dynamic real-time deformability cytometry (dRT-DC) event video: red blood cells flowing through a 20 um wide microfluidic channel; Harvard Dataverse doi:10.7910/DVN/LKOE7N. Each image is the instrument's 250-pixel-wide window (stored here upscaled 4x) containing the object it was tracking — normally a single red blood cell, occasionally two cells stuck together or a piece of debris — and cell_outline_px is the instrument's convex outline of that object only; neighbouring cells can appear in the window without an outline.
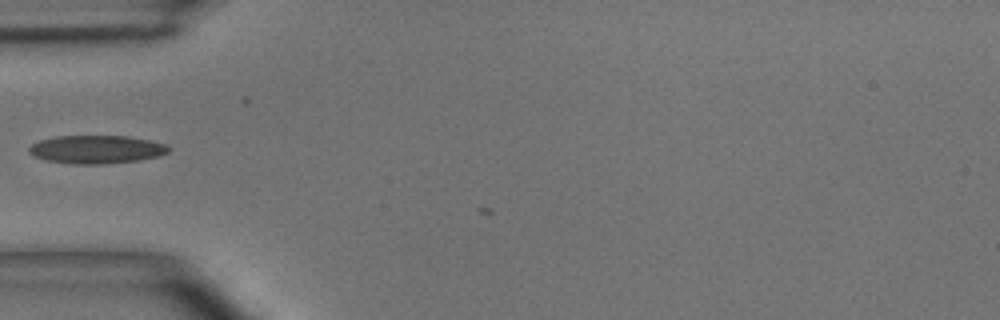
{"species": "common noctule bat (a hibernating species)", "species_latin": "Nyctalus noctula", "temperature_condition": "room temperature", "stored_images_in_passage": 2, "camera_frame_rate_fps": 3000, "um_per_image_px": 0.085, "animal": {"sex": "male", "body_mass_g": 15.6}, "frame": {"image": 1, "passage_image": 1, "time_ms": 0.0, "image_size_px": [1000, 320], "cell_outline_px": [[172, 148], [168, 152], [160, 156], [140, 160], [104, 164], [72, 164], [44, 160], [28, 152], [28, 148], [32, 144], [40, 140], [56, 136], [128, 136], [148, 140], [164, 144]], "centroid_in_image_um": [8.2, 12.7], "position_along_channel_um": 76.8, "area_um2": 23.0}}